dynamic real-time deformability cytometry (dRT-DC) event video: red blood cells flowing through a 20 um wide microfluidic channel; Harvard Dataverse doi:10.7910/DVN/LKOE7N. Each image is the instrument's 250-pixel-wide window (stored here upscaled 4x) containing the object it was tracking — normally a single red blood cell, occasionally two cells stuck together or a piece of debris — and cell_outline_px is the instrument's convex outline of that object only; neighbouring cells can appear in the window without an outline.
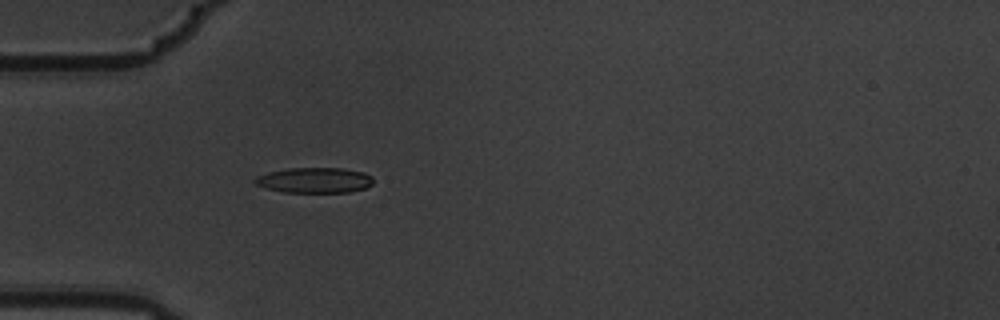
{"species": "common noctule bat (a hibernating species)", "species_latin": "Nyctalus noctula", "temperature_condition": "warm", "stored_images_in_passage": 6, "camera_frame_rate_fps": 3000, "um_per_image_px": 0.085, "animal": {"sex": "male", "body_mass_g": 19.5, "forearm_length_mm": 54.6}, "frame": {"image": 1, "passage_image": 6, "time_ms": 1.667, "image_size_px": [1000, 320], "cell_outline_px": [[372, 184], [364, 188], [348, 192], [284, 192], [264, 188], [256, 184], [252, 180], [256, 176], [268, 172], [288, 168], [344, 168], [364, 172], [372, 176]], "centroid_in_image_um": [26.7, 15.31], "position_along_channel_um": 58.3, "area_um2": 17.57}}